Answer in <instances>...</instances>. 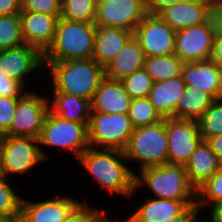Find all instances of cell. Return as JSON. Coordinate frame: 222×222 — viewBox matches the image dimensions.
Listing matches in <instances>:
<instances>
[{"instance_id": "7", "label": "cell", "mask_w": 222, "mask_h": 222, "mask_svg": "<svg viewBox=\"0 0 222 222\" xmlns=\"http://www.w3.org/2000/svg\"><path fill=\"white\" fill-rule=\"evenodd\" d=\"M133 131L134 127L128 113L105 114L90 111L88 124L90 147L124 151Z\"/></svg>"}, {"instance_id": "37", "label": "cell", "mask_w": 222, "mask_h": 222, "mask_svg": "<svg viewBox=\"0 0 222 222\" xmlns=\"http://www.w3.org/2000/svg\"><path fill=\"white\" fill-rule=\"evenodd\" d=\"M19 98L0 96V137L7 136Z\"/></svg>"}, {"instance_id": "4", "label": "cell", "mask_w": 222, "mask_h": 222, "mask_svg": "<svg viewBox=\"0 0 222 222\" xmlns=\"http://www.w3.org/2000/svg\"><path fill=\"white\" fill-rule=\"evenodd\" d=\"M138 173L135 174V190L145 185L153 198L196 200V189L190 184L183 165L166 163L141 169Z\"/></svg>"}, {"instance_id": "25", "label": "cell", "mask_w": 222, "mask_h": 222, "mask_svg": "<svg viewBox=\"0 0 222 222\" xmlns=\"http://www.w3.org/2000/svg\"><path fill=\"white\" fill-rule=\"evenodd\" d=\"M49 110L62 119L85 122L87 125L90 120L91 104L90 101L76 95L53 93Z\"/></svg>"}, {"instance_id": "39", "label": "cell", "mask_w": 222, "mask_h": 222, "mask_svg": "<svg viewBox=\"0 0 222 222\" xmlns=\"http://www.w3.org/2000/svg\"><path fill=\"white\" fill-rule=\"evenodd\" d=\"M200 214L197 204L190 205L181 215L173 218L170 222H202Z\"/></svg>"}, {"instance_id": "36", "label": "cell", "mask_w": 222, "mask_h": 222, "mask_svg": "<svg viewBox=\"0 0 222 222\" xmlns=\"http://www.w3.org/2000/svg\"><path fill=\"white\" fill-rule=\"evenodd\" d=\"M21 10L61 16V0H21Z\"/></svg>"}, {"instance_id": "46", "label": "cell", "mask_w": 222, "mask_h": 222, "mask_svg": "<svg viewBox=\"0 0 222 222\" xmlns=\"http://www.w3.org/2000/svg\"><path fill=\"white\" fill-rule=\"evenodd\" d=\"M214 0H180V2H186L190 4H198V5H213Z\"/></svg>"}, {"instance_id": "10", "label": "cell", "mask_w": 222, "mask_h": 222, "mask_svg": "<svg viewBox=\"0 0 222 222\" xmlns=\"http://www.w3.org/2000/svg\"><path fill=\"white\" fill-rule=\"evenodd\" d=\"M176 32L158 14H147L135 28L133 36L146 57L166 56L175 52Z\"/></svg>"}, {"instance_id": "13", "label": "cell", "mask_w": 222, "mask_h": 222, "mask_svg": "<svg viewBox=\"0 0 222 222\" xmlns=\"http://www.w3.org/2000/svg\"><path fill=\"white\" fill-rule=\"evenodd\" d=\"M215 34L212 17L202 24L178 30L174 54L183 62L208 60Z\"/></svg>"}, {"instance_id": "33", "label": "cell", "mask_w": 222, "mask_h": 222, "mask_svg": "<svg viewBox=\"0 0 222 222\" xmlns=\"http://www.w3.org/2000/svg\"><path fill=\"white\" fill-rule=\"evenodd\" d=\"M7 180L0 176V219H15L20 214L22 197Z\"/></svg>"}, {"instance_id": "9", "label": "cell", "mask_w": 222, "mask_h": 222, "mask_svg": "<svg viewBox=\"0 0 222 222\" xmlns=\"http://www.w3.org/2000/svg\"><path fill=\"white\" fill-rule=\"evenodd\" d=\"M48 112L49 99L46 96L26 91L18 99L7 135L38 139Z\"/></svg>"}, {"instance_id": "22", "label": "cell", "mask_w": 222, "mask_h": 222, "mask_svg": "<svg viewBox=\"0 0 222 222\" xmlns=\"http://www.w3.org/2000/svg\"><path fill=\"white\" fill-rule=\"evenodd\" d=\"M186 89L183 76L154 82L148 98L162 118H175V109L179 98Z\"/></svg>"}, {"instance_id": "20", "label": "cell", "mask_w": 222, "mask_h": 222, "mask_svg": "<svg viewBox=\"0 0 222 222\" xmlns=\"http://www.w3.org/2000/svg\"><path fill=\"white\" fill-rule=\"evenodd\" d=\"M133 32L110 26H97L92 58L104 68L121 51Z\"/></svg>"}, {"instance_id": "34", "label": "cell", "mask_w": 222, "mask_h": 222, "mask_svg": "<svg viewBox=\"0 0 222 222\" xmlns=\"http://www.w3.org/2000/svg\"><path fill=\"white\" fill-rule=\"evenodd\" d=\"M131 99L148 97L154 81L144 68L120 80Z\"/></svg>"}, {"instance_id": "27", "label": "cell", "mask_w": 222, "mask_h": 222, "mask_svg": "<svg viewBox=\"0 0 222 222\" xmlns=\"http://www.w3.org/2000/svg\"><path fill=\"white\" fill-rule=\"evenodd\" d=\"M184 62L175 54L145 57L144 69L154 82L168 80L182 75Z\"/></svg>"}, {"instance_id": "44", "label": "cell", "mask_w": 222, "mask_h": 222, "mask_svg": "<svg viewBox=\"0 0 222 222\" xmlns=\"http://www.w3.org/2000/svg\"><path fill=\"white\" fill-rule=\"evenodd\" d=\"M206 142L211 147V150L217 156L219 162L222 164V134L209 137Z\"/></svg>"}, {"instance_id": "8", "label": "cell", "mask_w": 222, "mask_h": 222, "mask_svg": "<svg viewBox=\"0 0 222 222\" xmlns=\"http://www.w3.org/2000/svg\"><path fill=\"white\" fill-rule=\"evenodd\" d=\"M41 145L60 147L70 150L76 158L87 150L88 141V125L85 122H75L65 120L53 114L50 110L38 137Z\"/></svg>"}, {"instance_id": "19", "label": "cell", "mask_w": 222, "mask_h": 222, "mask_svg": "<svg viewBox=\"0 0 222 222\" xmlns=\"http://www.w3.org/2000/svg\"><path fill=\"white\" fill-rule=\"evenodd\" d=\"M131 98L126 93L120 80L104 77L93 99L91 100V111L105 114L128 113Z\"/></svg>"}, {"instance_id": "23", "label": "cell", "mask_w": 222, "mask_h": 222, "mask_svg": "<svg viewBox=\"0 0 222 222\" xmlns=\"http://www.w3.org/2000/svg\"><path fill=\"white\" fill-rule=\"evenodd\" d=\"M220 164L209 144L202 140L184 167L190 184L197 190L218 171Z\"/></svg>"}, {"instance_id": "29", "label": "cell", "mask_w": 222, "mask_h": 222, "mask_svg": "<svg viewBox=\"0 0 222 222\" xmlns=\"http://www.w3.org/2000/svg\"><path fill=\"white\" fill-rule=\"evenodd\" d=\"M97 0H61V18L94 23Z\"/></svg>"}, {"instance_id": "18", "label": "cell", "mask_w": 222, "mask_h": 222, "mask_svg": "<svg viewBox=\"0 0 222 222\" xmlns=\"http://www.w3.org/2000/svg\"><path fill=\"white\" fill-rule=\"evenodd\" d=\"M196 200L148 198L126 220L128 222H170L181 215Z\"/></svg>"}, {"instance_id": "47", "label": "cell", "mask_w": 222, "mask_h": 222, "mask_svg": "<svg viewBox=\"0 0 222 222\" xmlns=\"http://www.w3.org/2000/svg\"><path fill=\"white\" fill-rule=\"evenodd\" d=\"M15 222H28L21 214L15 218Z\"/></svg>"}, {"instance_id": "38", "label": "cell", "mask_w": 222, "mask_h": 222, "mask_svg": "<svg viewBox=\"0 0 222 222\" xmlns=\"http://www.w3.org/2000/svg\"><path fill=\"white\" fill-rule=\"evenodd\" d=\"M25 92L26 89L19 82L0 72V96L21 97Z\"/></svg>"}, {"instance_id": "31", "label": "cell", "mask_w": 222, "mask_h": 222, "mask_svg": "<svg viewBox=\"0 0 222 222\" xmlns=\"http://www.w3.org/2000/svg\"><path fill=\"white\" fill-rule=\"evenodd\" d=\"M203 140L222 134V98L215 99L197 120Z\"/></svg>"}, {"instance_id": "17", "label": "cell", "mask_w": 222, "mask_h": 222, "mask_svg": "<svg viewBox=\"0 0 222 222\" xmlns=\"http://www.w3.org/2000/svg\"><path fill=\"white\" fill-rule=\"evenodd\" d=\"M19 15L25 44L34 46L44 53L53 41L60 17L30 11H22Z\"/></svg>"}, {"instance_id": "30", "label": "cell", "mask_w": 222, "mask_h": 222, "mask_svg": "<svg viewBox=\"0 0 222 222\" xmlns=\"http://www.w3.org/2000/svg\"><path fill=\"white\" fill-rule=\"evenodd\" d=\"M128 116L134 128L151 125L163 119L148 97L131 99Z\"/></svg>"}, {"instance_id": "11", "label": "cell", "mask_w": 222, "mask_h": 222, "mask_svg": "<svg viewBox=\"0 0 222 222\" xmlns=\"http://www.w3.org/2000/svg\"><path fill=\"white\" fill-rule=\"evenodd\" d=\"M147 14L145 0H97L94 24L134 32Z\"/></svg>"}, {"instance_id": "28", "label": "cell", "mask_w": 222, "mask_h": 222, "mask_svg": "<svg viewBox=\"0 0 222 222\" xmlns=\"http://www.w3.org/2000/svg\"><path fill=\"white\" fill-rule=\"evenodd\" d=\"M23 44L20 15H0V50L13 49Z\"/></svg>"}, {"instance_id": "3", "label": "cell", "mask_w": 222, "mask_h": 222, "mask_svg": "<svg viewBox=\"0 0 222 222\" xmlns=\"http://www.w3.org/2000/svg\"><path fill=\"white\" fill-rule=\"evenodd\" d=\"M96 28L94 23L60 17L53 41L43 53L44 66L50 62L92 58Z\"/></svg>"}, {"instance_id": "43", "label": "cell", "mask_w": 222, "mask_h": 222, "mask_svg": "<svg viewBox=\"0 0 222 222\" xmlns=\"http://www.w3.org/2000/svg\"><path fill=\"white\" fill-rule=\"evenodd\" d=\"M211 17L217 33H222V0H214L211 7Z\"/></svg>"}, {"instance_id": "26", "label": "cell", "mask_w": 222, "mask_h": 222, "mask_svg": "<svg viewBox=\"0 0 222 222\" xmlns=\"http://www.w3.org/2000/svg\"><path fill=\"white\" fill-rule=\"evenodd\" d=\"M215 99L207 92L186 87L175 109V118L198 120Z\"/></svg>"}, {"instance_id": "35", "label": "cell", "mask_w": 222, "mask_h": 222, "mask_svg": "<svg viewBox=\"0 0 222 222\" xmlns=\"http://www.w3.org/2000/svg\"><path fill=\"white\" fill-rule=\"evenodd\" d=\"M104 210L91 209L88 204L80 202L67 216L64 222H106Z\"/></svg>"}, {"instance_id": "14", "label": "cell", "mask_w": 222, "mask_h": 222, "mask_svg": "<svg viewBox=\"0 0 222 222\" xmlns=\"http://www.w3.org/2000/svg\"><path fill=\"white\" fill-rule=\"evenodd\" d=\"M37 68L45 69L44 57L34 46L23 44L13 49L0 50V72L19 82L25 89L26 76Z\"/></svg>"}, {"instance_id": "32", "label": "cell", "mask_w": 222, "mask_h": 222, "mask_svg": "<svg viewBox=\"0 0 222 222\" xmlns=\"http://www.w3.org/2000/svg\"><path fill=\"white\" fill-rule=\"evenodd\" d=\"M222 200V164L218 171L196 190V204L200 213L204 205L211 207L214 203ZM211 204V205H210Z\"/></svg>"}, {"instance_id": "45", "label": "cell", "mask_w": 222, "mask_h": 222, "mask_svg": "<svg viewBox=\"0 0 222 222\" xmlns=\"http://www.w3.org/2000/svg\"><path fill=\"white\" fill-rule=\"evenodd\" d=\"M211 211V222H222V200L214 203L210 207Z\"/></svg>"}, {"instance_id": "21", "label": "cell", "mask_w": 222, "mask_h": 222, "mask_svg": "<svg viewBox=\"0 0 222 222\" xmlns=\"http://www.w3.org/2000/svg\"><path fill=\"white\" fill-rule=\"evenodd\" d=\"M212 5L177 2L161 10L158 15L175 31L196 26L211 17Z\"/></svg>"}, {"instance_id": "2", "label": "cell", "mask_w": 222, "mask_h": 222, "mask_svg": "<svg viewBox=\"0 0 222 222\" xmlns=\"http://www.w3.org/2000/svg\"><path fill=\"white\" fill-rule=\"evenodd\" d=\"M45 68L52 78V93L72 94L90 102L105 77L104 67L93 58L50 62Z\"/></svg>"}, {"instance_id": "15", "label": "cell", "mask_w": 222, "mask_h": 222, "mask_svg": "<svg viewBox=\"0 0 222 222\" xmlns=\"http://www.w3.org/2000/svg\"><path fill=\"white\" fill-rule=\"evenodd\" d=\"M182 76L186 87L209 93L214 99L222 98V67L210 59L184 62Z\"/></svg>"}, {"instance_id": "48", "label": "cell", "mask_w": 222, "mask_h": 222, "mask_svg": "<svg viewBox=\"0 0 222 222\" xmlns=\"http://www.w3.org/2000/svg\"><path fill=\"white\" fill-rule=\"evenodd\" d=\"M0 222H15V219H0Z\"/></svg>"}, {"instance_id": "41", "label": "cell", "mask_w": 222, "mask_h": 222, "mask_svg": "<svg viewBox=\"0 0 222 222\" xmlns=\"http://www.w3.org/2000/svg\"><path fill=\"white\" fill-rule=\"evenodd\" d=\"M21 12V0H0V15H17Z\"/></svg>"}, {"instance_id": "40", "label": "cell", "mask_w": 222, "mask_h": 222, "mask_svg": "<svg viewBox=\"0 0 222 222\" xmlns=\"http://www.w3.org/2000/svg\"><path fill=\"white\" fill-rule=\"evenodd\" d=\"M209 59L222 67V33L216 32Z\"/></svg>"}, {"instance_id": "5", "label": "cell", "mask_w": 222, "mask_h": 222, "mask_svg": "<svg viewBox=\"0 0 222 222\" xmlns=\"http://www.w3.org/2000/svg\"><path fill=\"white\" fill-rule=\"evenodd\" d=\"M123 153L126 161L139 163V171L166 164L168 157L166 118L151 125L134 128Z\"/></svg>"}, {"instance_id": "16", "label": "cell", "mask_w": 222, "mask_h": 222, "mask_svg": "<svg viewBox=\"0 0 222 222\" xmlns=\"http://www.w3.org/2000/svg\"><path fill=\"white\" fill-rule=\"evenodd\" d=\"M79 203L67 195L37 202L22 198L20 214L28 222H64Z\"/></svg>"}, {"instance_id": "1", "label": "cell", "mask_w": 222, "mask_h": 222, "mask_svg": "<svg viewBox=\"0 0 222 222\" xmlns=\"http://www.w3.org/2000/svg\"><path fill=\"white\" fill-rule=\"evenodd\" d=\"M78 160L112 194L129 197L136 192V173L125 164L123 151L89 147Z\"/></svg>"}, {"instance_id": "24", "label": "cell", "mask_w": 222, "mask_h": 222, "mask_svg": "<svg viewBox=\"0 0 222 222\" xmlns=\"http://www.w3.org/2000/svg\"><path fill=\"white\" fill-rule=\"evenodd\" d=\"M145 57L138 40L132 36L123 46L120 53L104 68L105 77L121 80L144 68Z\"/></svg>"}, {"instance_id": "42", "label": "cell", "mask_w": 222, "mask_h": 222, "mask_svg": "<svg viewBox=\"0 0 222 222\" xmlns=\"http://www.w3.org/2000/svg\"><path fill=\"white\" fill-rule=\"evenodd\" d=\"M177 2L180 0H145V5L148 14H158L165 7Z\"/></svg>"}, {"instance_id": "6", "label": "cell", "mask_w": 222, "mask_h": 222, "mask_svg": "<svg viewBox=\"0 0 222 222\" xmlns=\"http://www.w3.org/2000/svg\"><path fill=\"white\" fill-rule=\"evenodd\" d=\"M47 159L38 139L24 136L0 137V176L9 178L28 172Z\"/></svg>"}, {"instance_id": "12", "label": "cell", "mask_w": 222, "mask_h": 222, "mask_svg": "<svg viewBox=\"0 0 222 222\" xmlns=\"http://www.w3.org/2000/svg\"><path fill=\"white\" fill-rule=\"evenodd\" d=\"M168 164L183 165L203 140L196 120L166 118Z\"/></svg>"}, {"instance_id": "49", "label": "cell", "mask_w": 222, "mask_h": 222, "mask_svg": "<svg viewBox=\"0 0 222 222\" xmlns=\"http://www.w3.org/2000/svg\"><path fill=\"white\" fill-rule=\"evenodd\" d=\"M106 222H113L111 219H107V221ZM124 222H128L127 220H125Z\"/></svg>"}]
</instances>
